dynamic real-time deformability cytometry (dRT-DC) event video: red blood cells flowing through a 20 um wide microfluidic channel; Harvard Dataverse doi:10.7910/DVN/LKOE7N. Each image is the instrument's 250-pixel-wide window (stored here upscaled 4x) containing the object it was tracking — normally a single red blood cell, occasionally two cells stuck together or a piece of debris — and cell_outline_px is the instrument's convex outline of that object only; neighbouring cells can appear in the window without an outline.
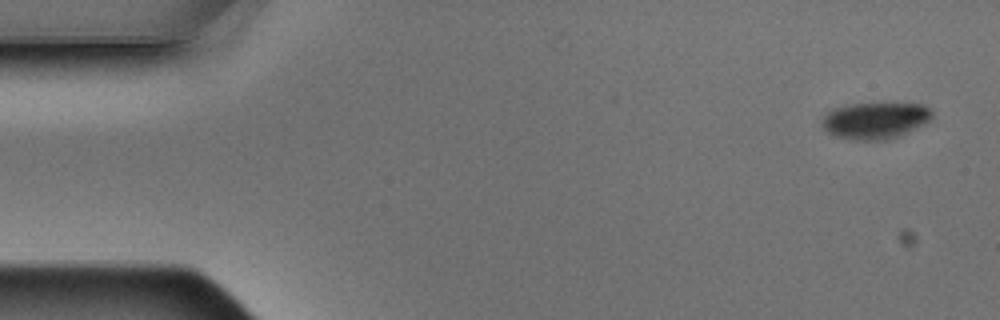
{"species": "Egyptian fruit bat (a non-hibernating species)", "species_latin": "Rousettus aegyptiacus", "temperature_condition": "warm", "stored_images_in_passage": 4, "camera_frame_rate_fps": 3000, "um_per_image_px": 0.085, "animal": {"sex": "male"}, "frame": {"image": 1, "passage_image": 1, "time_ms": 0.0, "image_size_px": [1000, 320], "cell_outline_px": [[932, 116], [924, 124], [900, 136], [884, 140], [852, 140], [836, 136], [828, 132], [820, 124], [820, 120], [832, 108], [852, 104], [924, 104], [932, 112]], "centroid_in_image_um": [74.36, 10.25], "position_along_channel_um": 10.6, "area_um2": 23.35}}
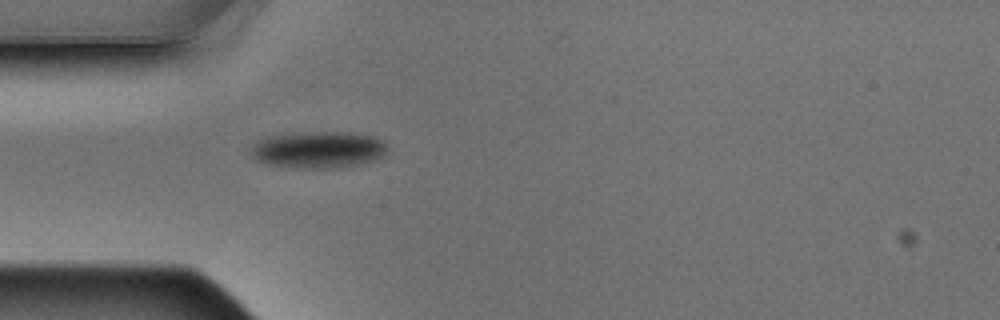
{"frame": {"image": 2, "passage_image": 4, "time_ms": 1.0, "image_size_px": [1000, 320], "cell_outline_px": [[388, 152], [384, 156], [376, 160], [360, 164], [336, 168], [300, 168], [268, 164], [256, 160], [248, 152], [260, 140], [272, 136], [320, 132], [348, 132], [372, 136], [384, 140], [388, 144]], "centroid_in_image_um": [27.16, 12.74], "position_along_channel_um": 57.8, "area_um2": 29.13}}